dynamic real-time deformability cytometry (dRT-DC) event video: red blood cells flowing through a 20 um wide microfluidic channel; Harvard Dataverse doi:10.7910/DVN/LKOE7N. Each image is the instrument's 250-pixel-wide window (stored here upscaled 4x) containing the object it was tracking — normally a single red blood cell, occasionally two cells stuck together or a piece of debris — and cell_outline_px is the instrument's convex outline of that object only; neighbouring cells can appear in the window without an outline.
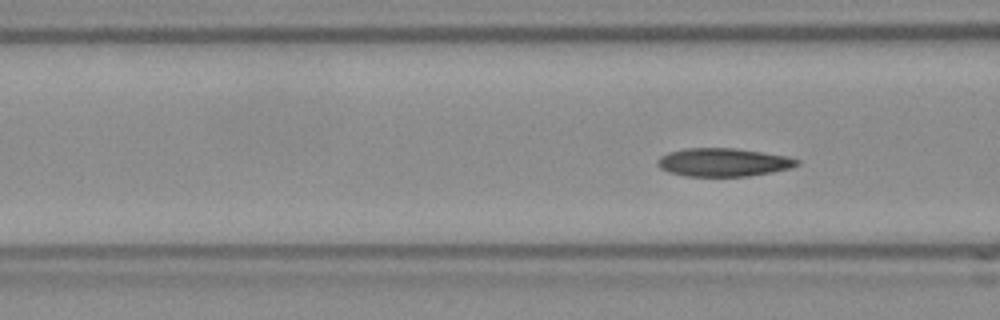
{"species": "Egyptian fruit bat (a non-hibernating species)", "species_latin": "Rousettus aegyptiacus", "temperature_condition": "room temperature", "stored_images_in_passage": 8, "segment_of_instrument_passage": [2, 2], "camera_frame_rate_fps": 3000, "um_per_image_px": 0.085, "frame": {"image": 1, "passage_image": 8, "time_ms": 2.333, "image_size_px": [1000, 320], "cell_outline_px": [[800, 164], [788, 168], [772, 172], [748, 176], [684, 176], [668, 172], [660, 168], [656, 164], [660, 156], [668, 152], [688, 148], [732, 148], [788, 156], [800, 160]], "centroid_in_image_um": [61.46, 13.8], "position_along_channel_um": 105.1, "area_um2": 22.89}}